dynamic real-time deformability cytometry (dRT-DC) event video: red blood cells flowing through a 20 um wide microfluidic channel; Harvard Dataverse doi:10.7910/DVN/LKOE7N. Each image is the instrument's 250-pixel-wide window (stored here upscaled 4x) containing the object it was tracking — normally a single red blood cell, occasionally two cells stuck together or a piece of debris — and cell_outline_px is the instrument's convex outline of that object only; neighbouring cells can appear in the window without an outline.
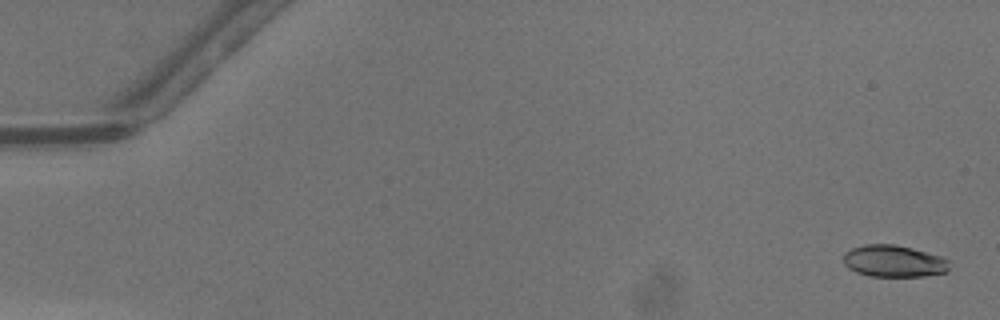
{"species": "common noctule bat (a hibernating species)", "species_latin": "Nyctalus noctula", "temperature_condition": "warm", "stored_images_in_passage": 40, "camera_frame_rate_fps": 3000, "um_per_image_px": 0.085, "animal": {"sex": "male", "body_mass_g": 13.3}, "frame": {"image": 1, "passage_image": 2, "time_ms": 0.333, "image_size_px": [1000, 320], "cell_outline_px": [[948, 272], [924, 276], [868, 276], [856, 272], [848, 268], [844, 264], [844, 252], [852, 248], [864, 244], [896, 244], [912, 248], [940, 256], [948, 260]], "centroid_in_image_um": [75.95, 22.19], "position_along_channel_um": 9.1, "area_um2": 19.71}}
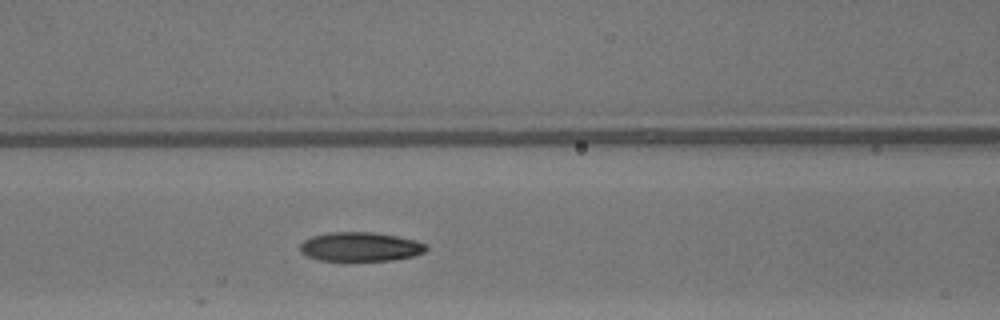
{"frame": {"image": 2, "passage_image": 22, "time_ms": 7.0, "image_size_px": [1000, 320], "cell_outline_px": [[428, 248], [424, 252], [412, 256], [392, 260], [316, 260], [300, 252], [300, 244], [304, 240], [312, 236], [328, 232], [372, 232], [396, 236], [416, 240], [428, 244]], "centroid_in_image_um": [30.63, 20.96], "position_along_channel_um": 136.0, "area_um2": 21.39}}
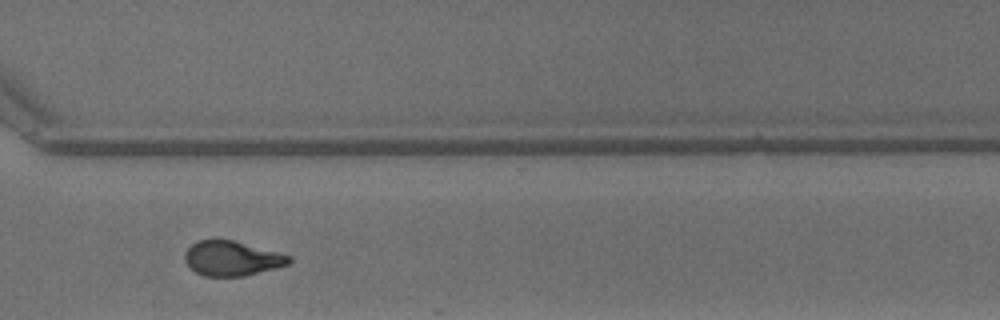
{"frame": {"image": 3, "passage_image": 37, "time_ms": 12.0, "image_size_px": [1000, 320], "cell_outline_px": [[292, 260], [288, 264], [244, 276], [204, 276], [196, 272], [184, 260], [184, 252], [192, 244], [200, 240], [232, 240], [280, 252], [292, 256]], "centroid_in_image_um": [19.72, 21.96], "position_along_channel_um": 350.9, "area_um2": 20.92}, "authors_computed_cell_mechanics": {"area_um2": 21.2415, "velocity_mm_per_s": 4.3067, "shape_relaxation_time_tau1_ms": 4.7344, "shape_relaxation_time_tau2_ms": 2.5374, "deformation_change_tau1": 0.1814, "deformation_change_tau2": 0.1004}}